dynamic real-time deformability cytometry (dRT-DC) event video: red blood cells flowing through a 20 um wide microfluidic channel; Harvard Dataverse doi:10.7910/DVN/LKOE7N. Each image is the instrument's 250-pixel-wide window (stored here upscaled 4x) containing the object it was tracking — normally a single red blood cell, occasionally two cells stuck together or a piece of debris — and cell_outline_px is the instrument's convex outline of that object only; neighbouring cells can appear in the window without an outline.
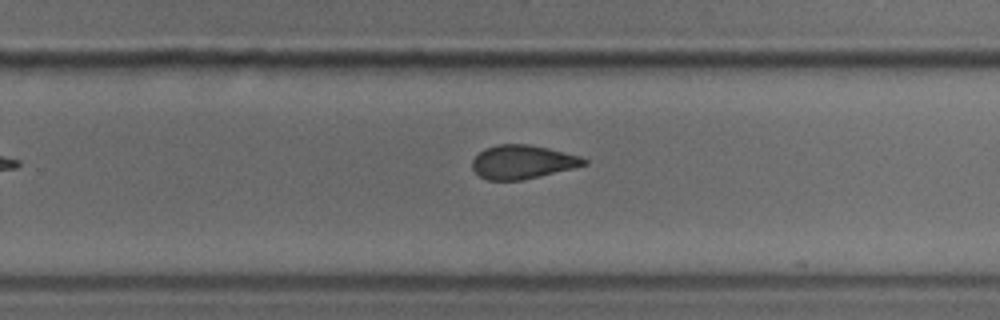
{"species": "common noctule bat (a hibernating species)", "species_latin": "Nyctalus noctula", "temperature_condition": "cold", "stored_images_in_passage": 7, "camera_frame_rate_fps": 3000, "um_per_image_px": 0.085, "animal": {"sex": "male", "body_mass_g": 18.8}, "frame": {"image": 1, "passage_image": 7, "time_ms": 2.0, "image_size_px": [1000, 320], "cell_outline_px": [[588, 164], [524, 180], [488, 180], [480, 176], [472, 168], [472, 160], [484, 148], [496, 144], [528, 144], [548, 148], [580, 156], [588, 160]], "centroid_in_image_um": [44.4, 13.76], "position_along_channel_um": 285.4, "area_um2": 21.91}}